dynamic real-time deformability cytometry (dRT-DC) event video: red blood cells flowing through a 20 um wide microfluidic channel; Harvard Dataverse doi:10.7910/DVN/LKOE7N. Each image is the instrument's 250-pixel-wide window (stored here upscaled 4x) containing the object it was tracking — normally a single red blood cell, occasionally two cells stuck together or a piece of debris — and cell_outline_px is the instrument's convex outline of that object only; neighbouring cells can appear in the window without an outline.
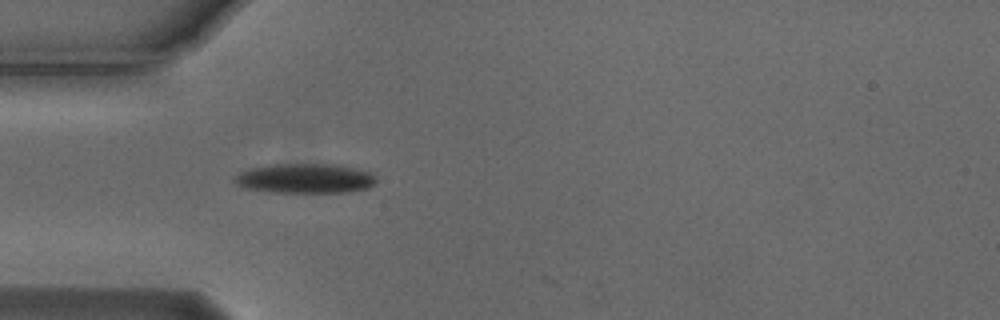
{"species": "Egyptian fruit bat (a non-hibernating species)", "species_latin": "Rousettus aegyptiacus", "temperature_condition": "cold", "stored_images_in_passage": 4, "camera_frame_rate_fps": 3000, "um_per_image_px": 0.085, "animal": {"sex": "male"}, "frame": {"image": 1, "passage_image": 1, "time_ms": 0.0, "image_size_px": [1000, 320], "cell_outline_px": [[376, 180], [368, 188], [348, 192], [268, 192], [244, 188], [236, 184], [232, 180], [240, 172], [252, 168], [276, 164], [336, 164], [372, 172], [376, 176]], "centroid_in_image_um": [25.93, 15.17], "position_along_channel_um": 59.1, "area_um2": 24.51}}